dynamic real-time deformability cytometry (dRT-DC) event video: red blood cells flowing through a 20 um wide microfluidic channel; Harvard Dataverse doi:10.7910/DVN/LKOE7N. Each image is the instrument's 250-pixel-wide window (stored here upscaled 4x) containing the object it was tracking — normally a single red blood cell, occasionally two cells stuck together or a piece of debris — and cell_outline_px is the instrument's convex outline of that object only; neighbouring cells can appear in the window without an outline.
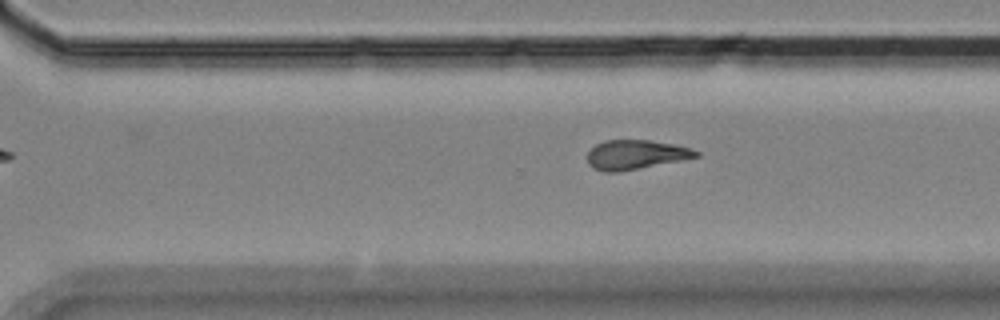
{"species": "Egyptian fruit bat (a non-hibernating species)", "species_latin": "Rousettus aegyptiacus", "temperature_condition": "room temperature", "stored_images_in_passage": 12, "camera_frame_rate_fps": 3000, "um_per_image_px": 0.085, "animal": {"sex": "female"}, "frame": {"image": 1, "passage_image": 12, "time_ms": 13.0, "image_size_px": [1000, 320], "cell_outline_px": [[700, 156], [620, 172], [604, 172], [592, 168], [588, 164], [588, 152], [596, 144], [604, 140], [648, 140], [676, 144], [692, 148], [700, 152]], "centroid_in_image_um": [54.03, 13.14], "position_along_channel_um": 316.6, "area_um2": 18.67}}